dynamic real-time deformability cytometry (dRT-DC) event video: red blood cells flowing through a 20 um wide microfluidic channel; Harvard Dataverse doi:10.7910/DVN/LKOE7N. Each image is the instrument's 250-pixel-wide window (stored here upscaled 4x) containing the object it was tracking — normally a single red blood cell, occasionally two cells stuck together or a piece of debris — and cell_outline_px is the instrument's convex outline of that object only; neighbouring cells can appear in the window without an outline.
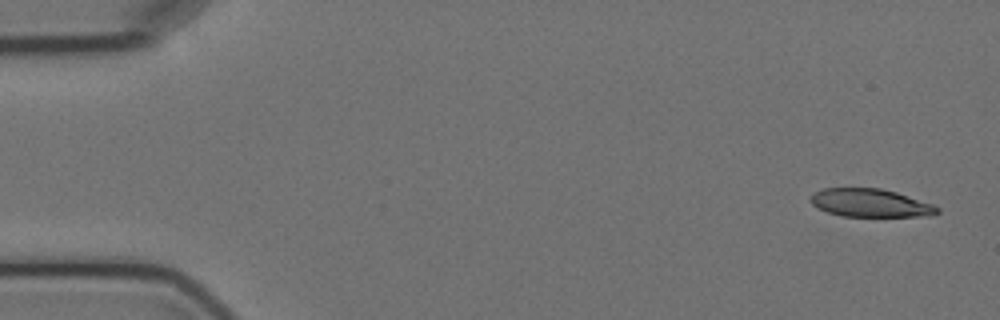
{"species": "Egyptian fruit bat (a non-hibernating species)", "species_latin": "Rousettus aegyptiacus", "temperature_condition": "cold", "stored_images_in_passage": 7, "camera_frame_rate_fps": 3000, "um_per_image_px": 0.085, "animal": {"sex": "female"}, "frame": {"image": 1, "passage_image": 1, "time_ms": 0.0, "image_size_px": [1000, 320], "cell_outline_px": [[940, 212], [932, 216], [840, 216], [816, 208], [808, 200], [808, 196], [812, 192], [824, 188], [880, 188], [896, 192], [932, 204], [940, 208]], "centroid_in_image_um": [73.93, 17.25], "position_along_channel_um": 11.1, "area_um2": 20.98}}